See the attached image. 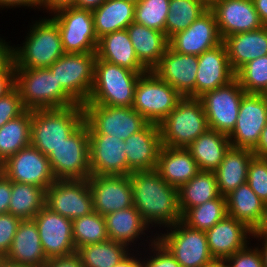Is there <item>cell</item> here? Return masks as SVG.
<instances>
[{
  "instance_id": "64",
  "label": "cell",
  "mask_w": 267,
  "mask_h": 267,
  "mask_svg": "<svg viewBox=\"0 0 267 267\" xmlns=\"http://www.w3.org/2000/svg\"><path fill=\"white\" fill-rule=\"evenodd\" d=\"M201 1H203L208 7H210L217 0H201Z\"/></svg>"
},
{
  "instance_id": "56",
  "label": "cell",
  "mask_w": 267,
  "mask_h": 267,
  "mask_svg": "<svg viewBox=\"0 0 267 267\" xmlns=\"http://www.w3.org/2000/svg\"><path fill=\"white\" fill-rule=\"evenodd\" d=\"M252 239H267V203H264L263 214L260 222L252 230Z\"/></svg>"
},
{
  "instance_id": "5",
  "label": "cell",
  "mask_w": 267,
  "mask_h": 267,
  "mask_svg": "<svg viewBox=\"0 0 267 267\" xmlns=\"http://www.w3.org/2000/svg\"><path fill=\"white\" fill-rule=\"evenodd\" d=\"M145 73L96 58L94 84L85 104L132 107L137 81Z\"/></svg>"
},
{
  "instance_id": "4",
  "label": "cell",
  "mask_w": 267,
  "mask_h": 267,
  "mask_svg": "<svg viewBox=\"0 0 267 267\" xmlns=\"http://www.w3.org/2000/svg\"><path fill=\"white\" fill-rule=\"evenodd\" d=\"M14 87L27 110L59 109L78 104L48 68H15Z\"/></svg>"
},
{
  "instance_id": "40",
  "label": "cell",
  "mask_w": 267,
  "mask_h": 267,
  "mask_svg": "<svg viewBox=\"0 0 267 267\" xmlns=\"http://www.w3.org/2000/svg\"><path fill=\"white\" fill-rule=\"evenodd\" d=\"M208 8L201 0H170L169 14L165 23V34L168 39L184 31Z\"/></svg>"
},
{
  "instance_id": "6",
  "label": "cell",
  "mask_w": 267,
  "mask_h": 267,
  "mask_svg": "<svg viewBox=\"0 0 267 267\" xmlns=\"http://www.w3.org/2000/svg\"><path fill=\"white\" fill-rule=\"evenodd\" d=\"M162 146L188 147L209 127L199 98L183 97L160 123Z\"/></svg>"
},
{
  "instance_id": "18",
  "label": "cell",
  "mask_w": 267,
  "mask_h": 267,
  "mask_svg": "<svg viewBox=\"0 0 267 267\" xmlns=\"http://www.w3.org/2000/svg\"><path fill=\"white\" fill-rule=\"evenodd\" d=\"M46 257L67 256L76 252L73 240V223L69 218L44 206L33 218Z\"/></svg>"
},
{
  "instance_id": "54",
  "label": "cell",
  "mask_w": 267,
  "mask_h": 267,
  "mask_svg": "<svg viewBox=\"0 0 267 267\" xmlns=\"http://www.w3.org/2000/svg\"><path fill=\"white\" fill-rule=\"evenodd\" d=\"M26 7L30 9H39L40 11V0H0V9L5 10V8H16V7ZM5 7V8H4Z\"/></svg>"
},
{
  "instance_id": "37",
  "label": "cell",
  "mask_w": 267,
  "mask_h": 267,
  "mask_svg": "<svg viewBox=\"0 0 267 267\" xmlns=\"http://www.w3.org/2000/svg\"><path fill=\"white\" fill-rule=\"evenodd\" d=\"M31 110H26L0 128V165L30 145Z\"/></svg>"
},
{
  "instance_id": "9",
  "label": "cell",
  "mask_w": 267,
  "mask_h": 267,
  "mask_svg": "<svg viewBox=\"0 0 267 267\" xmlns=\"http://www.w3.org/2000/svg\"><path fill=\"white\" fill-rule=\"evenodd\" d=\"M56 180H83L91 175L89 132L85 121L48 156Z\"/></svg>"
},
{
  "instance_id": "39",
  "label": "cell",
  "mask_w": 267,
  "mask_h": 267,
  "mask_svg": "<svg viewBox=\"0 0 267 267\" xmlns=\"http://www.w3.org/2000/svg\"><path fill=\"white\" fill-rule=\"evenodd\" d=\"M45 206V190L32 184L12 181L8 213L24 219H33Z\"/></svg>"
},
{
  "instance_id": "24",
  "label": "cell",
  "mask_w": 267,
  "mask_h": 267,
  "mask_svg": "<svg viewBox=\"0 0 267 267\" xmlns=\"http://www.w3.org/2000/svg\"><path fill=\"white\" fill-rule=\"evenodd\" d=\"M235 79L223 42L198 56L195 98Z\"/></svg>"
},
{
  "instance_id": "59",
  "label": "cell",
  "mask_w": 267,
  "mask_h": 267,
  "mask_svg": "<svg viewBox=\"0 0 267 267\" xmlns=\"http://www.w3.org/2000/svg\"><path fill=\"white\" fill-rule=\"evenodd\" d=\"M106 0H74L72 6L80 9L94 10Z\"/></svg>"
},
{
  "instance_id": "52",
  "label": "cell",
  "mask_w": 267,
  "mask_h": 267,
  "mask_svg": "<svg viewBox=\"0 0 267 267\" xmlns=\"http://www.w3.org/2000/svg\"><path fill=\"white\" fill-rule=\"evenodd\" d=\"M10 41L6 40L0 36V73L5 71L13 62V46H10Z\"/></svg>"
},
{
  "instance_id": "47",
  "label": "cell",
  "mask_w": 267,
  "mask_h": 267,
  "mask_svg": "<svg viewBox=\"0 0 267 267\" xmlns=\"http://www.w3.org/2000/svg\"><path fill=\"white\" fill-rule=\"evenodd\" d=\"M27 109L23 106L18 90L13 87L0 98V128L8 121L17 118Z\"/></svg>"
},
{
  "instance_id": "33",
  "label": "cell",
  "mask_w": 267,
  "mask_h": 267,
  "mask_svg": "<svg viewBox=\"0 0 267 267\" xmlns=\"http://www.w3.org/2000/svg\"><path fill=\"white\" fill-rule=\"evenodd\" d=\"M230 147L228 135L208 128L186 148L200 171L214 172Z\"/></svg>"
},
{
  "instance_id": "49",
  "label": "cell",
  "mask_w": 267,
  "mask_h": 267,
  "mask_svg": "<svg viewBox=\"0 0 267 267\" xmlns=\"http://www.w3.org/2000/svg\"><path fill=\"white\" fill-rule=\"evenodd\" d=\"M21 218L11 213L0 214V256L3 258L8 253Z\"/></svg>"
},
{
  "instance_id": "31",
  "label": "cell",
  "mask_w": 267,
  "mask_h": 267,
  "mask_svg": "<svg viewBox=\"0 0 267 267\" xmlns=\"http://www.w3.org/2000/svg\"><path fill=\"white\" fill-rule=\"evenodd\" d=\"M254 156L250 149H228L221 164L214 171L220 195L226 196L247 182L248 166Z\"/></svg>"
},
{
  "instance_id": "1",
  "label": "cell",
  "mask_w": 267,
  "mask_h": 267,
  "mask_svg": "<svg viewBox=\"0 0 267 267\" xmlns=\"http://www.w3.org/2000/svg\"><path fill=\"white\" fill-rule=\"evenodd\" d=\"M129 178L133 205L150 228L165 229L182 220L178 189L163 180L156 169L133 171Z\"/></svg>"
},
{
  "instance_id": "30",
  "label": "cell",
  "mask_w": 267,
  "mask_h": 267,
  "mask_svg": "<svg viewBox=\"0 0 267 267\" xmlns=\"http://www.w3.org/2000/svg\"><path fill=\"white\" fill-rule=\"evenodd\" d=\"M96 57L134 72H148L139 62L126 29L99 38Z\"/></svg>"
},
{
  "instance_id": "35",
  "label": "cell",
  "mask_w": 267,
  "mask_h": 267,
  "mask_svg": "<svg viewBox=\"0 0 267 267\" xmlns=\"http://www.w3.org/2000/svg\"><path fill=\"white\" fill-rule=\"evenodd\" d=\"M226 197L227 215L244 222L251 230L260 222L264 202L246 182Z\"/></svg>"
},
{
  "instance_id": "36",
  "label": "cell",
  "mask_w": 267,
  "mask_h": 267,
  "mask_svg": "<svg viewBox=\"0 0 267 267\" xmlns=\"http://www.w3.org/2000/svg\"><path fill=\"white\" fill-rule=\"evenodd\" d=\"M220 196L214 172L199 171L178 189L182 216L190 209Z\"/></svg>"
},
{
  "instance_id": "3",
  "label": "cell",
  "mask_w": 267,
  "mask_h": 267,
  "mask_svg": "<svg viewBox=\"0 0 267 267\" xmlns=\"http://www.w3.org/2000/svg\"><path fill=\"white\" fill-rule=\"evenodd\" d=\"M84 122L83 105L31 110L30 145L45 156L59 147Z\"/></svg>"
},
{
  "instance_id": "65",
  "label": "cell",
  "mask_w": 267,
  "mask_h": 267,
  "mask_svg": "<svg viewBox=\"0 0 267 267\" xmlns=\"http://www.w3.org/2000/svg\"><path fill=\"white\" fill-rule=\"evenodd\" d=\"M262 95H263V97H264L265 99H267V88L264 90V92L262 93Z\"/></svg>"
},
{
  "instance_id": "19",
  "label": "cell",
  "mask_w": 267,
  "mask_h": 267,
  "mask_svg": "<svg viewBox=\"0 0 267 267\" xmlns=\"http://www.w3.org/2000/svg\"><path fill=\"white\" fill-rule=\"evenodd\" d=\"M222 41L215 15L208 8L184 31L173 35L169 39V47L177 53L199 56Z\"/></svg>"
},
{
  "instance_id": "26",
  "label": "cell",
  "mask_w": 267,
  "mask_h": 267,
  "mask_svg": "<svg viewBox=\"0 0 267 267\" xmlns=\"http://www.w3.org/2000/svg\"><path fill=\"white\" fill-rule=\"evenodd\" d=\"M4 258L28 267L45 265L48 258L43 251L38 227L33 219L21 220L11 247Z\"/></svg>"
},
{
  "instance_id": "32",
  "label": "cell",
  "mask_w": 267,
  "mask_h": 267,
  "mask_svg": "<svg viewBox=\"0 0 267 267\" xmlns=\"http://www.w3.org/2000/svg\"><path fill=\"white\" fill-rule=\"evenodd\" d=\"M104 218L109 240L123 243L128 247L137 246L134 244L138 239L143 238V236L146 237V232L151 230L134 205L109 213Z\"/></svg>"
},
{
  "instance_id": "14",
  "label": "cell",
  "mask_w": 267,
  "mask_h": 267,
  "mask_svg": "<svg viewBox=\"0 0 267 267\" xmlns=\"http://www.w3.org/2000/svg\"><path fill=\"white\" fill-rule=\"evenodd\" d=\"M45 206L72 221L90 214L93 203L88 180H55L45 191Z\"/></svg>"
},
{
  "instance_id": "48",
  "label": "cell",
  "mask_w": 267,
  "mask_h": 267,
  "mask_svg": "<svg viewBox=\"0 0 267 267\" xmlns=\"http://www.w3.org/2000/svg\"><path fill=\"white\" fill-rule=\"evenodd\" d=\"M249 244L242 250L227 258L223 263L226 267H263V259L258 247Z\"/></svg>"
},
{
  "instance_id": "20",
  "label": "cell",
  "mask_w": 267,
  "mask_h": 267,
  "mask_svg": "<svg viewBox=\"0 0 267 267\" xmlns=\"http://www.w3.org/2000/svg\"><path fill=\"white\" fill-rule=\"evenodd\" d=\"M209 8L215 15L222 39L264 26L253 0H217Z\"/></svg>"
},
{
  "instance_id": "7",
  "label": "cell",
  "mask_w": 267,
  "mask_h": 267,
  "mask_svg": "<svg viewBox=\"0 0 267 267\" xmlns=\"http://www.w3.org/2000/svg\"><path fill=\"white\" fill-rule=\"evenodd\" d=\"M155 233L156 239L181 267H205L215 261L210 253L205 231L193 229L182 220L167 227L164 233Z\"/></svg>"
},
{
  "instance_id": "34",
  "label": "cell",
  "mask_w": 267,
  "mask_h": 267,
  "mask_svg": "<svg viewBox=\"0 0 267 267\" xmlns=\"http://www.w3.org/2000/svg\"><path fill=\"white\" fill-rule=\"evenodd\" d=\"M136 3L129 0H106L92 10L97 38L126 29L134 22Z\"/></svg>"
},
{
  "instance_id": "55",
  "label": "cell",
  "mask_w": 267,
  "mask_h": 267,
  "mask_svg": "<svg viewBox=\"0 0 267 267\" xmlns=\"http://www.w3.org/2000/svg\"><path fill=\"white\" fill-rule=\"evenodd\" d=\"M137 244H138L137 250H133L135 251V253H137V255L134 252L132 253L130 252L126 257H124L119 263L115 264L113 267H142V259L140 255H143L141 253L144 251H141V252L138 251V249L140 248L139 247L140 243H137ZM137 256H140V257H137Z\"/></svg>"
},
{
  "instance_id": "8",
  "label": "cell",
  "mask_w": 267,
  "mask_h": 267,
  "mask_svg": "<svg viewBox=\"0 0 267 267\" xmlns=\"http://www.w3.org/2000/svg\"><path fill=\"white\" fill-rule=\"evenodd\" d=\"M182 98L169 83L148 71L137 81L132 108L149 123L160 124Z\"/></svg>"
},
{
  "instance_id": "46",
  "label": "cell",
  "mask_w": 267,
  "mask_h": 267,
  "mask_svg": "<svg viewBox=\"0 0 267 267\" xmlns=\"http://www.w3.org/2000/svg\"><path fill=\"white\" fill-rule=\"evenodd\" d=\"M148 237L151 238L148 239ZM145 241L149 243L148 246L151 253L147 252L149 255L145 256L144 254V257L141 256L142 267H181L173 255L156 239L155 235L147 236Z\"/></svg>"
},
{
  "instance_id": "38",
  "label": "cell",
  "mask_w": 267,
  "mask_h": 267,
  "mask_svg": "<svg viewBox=\"0 0 267 267\" xmlns=\"http://www.w3.org/2000/svg\"><path fill=\"white\" fill-rule=\"evenodd\" d=\"M134 250L127 245L107 240L102 243L80 247L79 254L83 267H113Z\"/></svg>"
},
{
  "instance_id": "28",
  "label": "cell",
  "mask_w": 267,
  "mask_h": 267,
  "mask_svg": "<svg viewBox=\"0 0 267 267\" xmlns=\"http://www.w3.org/2000/svg\"><path fill=\"white\" fill-rule=\"evenodd\" d=\"M231 68L236 73L248 62L267 55V26L223 38Z\"/></svg>"
},
{
  "instance_id": "60",
  "label": "cell",
  "mask_w": 267,
  "mask_h": 267,
  "mask_svg": "<svg viewBox=\"0 0 267 267\" xmlns=\"http://www.w3.org/2000/svg\"><path fill=\"white\" fill-rule=\"evenodd\" d=\"M260 20L267 26V0H253Z\"/></svg>"
},
{
  "instance_id": "42",
  "label": "cell",
  "mask_w": 267,
  "mask_h": 267,
  "mask_svg": "<svg viewBox=\"0 0 267 267\" xmlns=\"http://www.w3.org/2000/svg\"><path fill=\"white\" fill-rule=\"evenodd\" d=\"M72 223L76 251L85 245L102 243L109 240L105 218L95 211L74 219Z\"/></svg>"
},
{
  "instance_id": "43",
  "label": "cell",
  "mask_w": 267,
  "mask_h": 267,
  "mask_svg": "<svg viewBox=\"0 0 267 267\" xmlns=\"http://www.w3.org/2000/svg\"><path fill=\"white\" fill-rule=\"evenodd\" d=\"M170 0H139L136 2L134 22L165 33Z\"/></svg>"
},
{
  "instance_id": "22",
  "label": "cell",
  "mask_w": 267,
  "mask_h": 267,
  "mask_svg": "<svg viewBox=\"0 0 267 267\" xmlns=\"http://www.w3.org/2000/svg\"><path fill=\"white\" fill-rule=\"evenodd\" d=\"M197 67L198 56L177 53L168 47L152 71L183 97L195 98Z\"/></svg>"
},
{
  "instance_id": "16",
  "label": "cell",
  "mask_w": 267,
  "mask_h": 267,
  "mask_svg": "<svg viewBox=\"0 0 267 267\" xmlns=\"http://www.w3.org/2000/svg\"><path fill=\"white\" fill-rule=\"evenodd\" d=\"M267 124V99L262 94L246 93L239 108L236 125L228 135L231 147L253 150Z\"/></svg>"
},
{
  "instance_id": "2",
  "label": "cell",
  "mask_w": 267,
  "mask_h": 267,
  "mask_svg": "<svg viewBox=\"0 0 267 267\" xmlns=\"http://www.w3.org/2000/svg\"><path fill=\"white\" fill-rule=\"evenodd\" d=\"M29 27L23 46L13 47L14 68H48L65 53L58 25L48 15Z\"/></svg>"
},
{
  "instance_id": "57",
  "label": "cell",
  "mask_w": 267,
  "mask_h": 267,
  "mask_svg": "<svg viewBox=\"0 0 267 267\" xmlns=\"http://www.w3.org/2000/svg\"><path fill=\"white\" fill-rule=\"evenodd\" d=\"M73 3L74 0H40V10H46L50 14L58 8L72 6Z\"/></svg>"
},
{
  "instance_id": "10",
  "label": "cell",
  "mask_w": 267,
  "mask_h": 267,
  "mask_svg": "<svg viewBox=\"0 0 267 267\" xmlns=\"http://www.w3.org/2000/svg\"><path fill=\"white\" fill-rule=\"evenodd\" d=\"M83 109L89 134L111 135L124 141L149 123L132 107L84 104Z\"/></svg>"
},
{
  "instance_id": "63",
  "label": "cell",
  "mask_w": 267,
  "mask_h": 267,
  "mask_svg": "<svg viewBox=\"0 0 267 267\" xmlns=\"http://www.w3.org/2000/svg\"><path fill=\"white\" fill-rule=\"evenodd\" d=\"M205 267H226L223 262L214 261L212 264L205 266Z\"/></svg>"
},
{
  "instance_id": "29",
  "label": "cell",
  "mask_w": 267,
  "mask_h": 267,
  "mask_svg": "<svg viewBox=\"0 0 267 267\" xmlns=\"http://www.w3.org/2000/svg\"><path fill=\"white\" fill-rule=\"evenodd\" d=\"M126 30L139 62L148 71H152L159 64L169 47L168 37L164 32L148 28L136 22L129 24Z\"/></svg>"
},
{
  "instance_id": "23",
  "label": "cell",
  "mask_w": 267,
  "mask_h": 267,
  "mask_svg": "<svg viewBox=\"0 0 267 267\" xmlns=\"http://www.w3.org/2000/svg\"><path fill=\"white\" fill-rule=\"evenodd\" d=\"M122 138L89 134L91 175H127V158Z\"/></svg>"
},
{
  "instance_id": "45",
  "label": "cell",
  "mask_w": 267,
  "mask_h": 267,
  "mask_svg": "<svg viewBox=\"0 0 267 267\" xmlns=\"http://www.w3.org/2000/svg\"><path fill=\"white\" fill-rule=\"evenodd\" d=\"M247 183L267 203V158L254 156L248 166Z\"/></svg>"
},
{
  "instance_id": "17",
  "label": "cell",
  "mask_w": 267,
  "mask_h": 267,
  "mask_svg": "<svg viewBox=\"0 0 267 267\" xmlns=\"http://www.w3.org/2000/svg\"><path fill=\"white\" fill-rule=\"evenodd\" d=\"M93 211L105 216L133 206L129 175H90Z\"/></svg>"
},
{
  "instance_id": "21",
  "label": "cell",
  "mask_w": 267,
  "mask_h": 267,
  "mask_svg": "<svg viewBox=\"0 0 267 267\" xmlns=\"http://www.w3.org/2000/svg\"><path fill=\"white\" fill-rule=\"evenodd\" d=\"M205 234L214 260L224 262L251 243L252 230L244 222L226 215Z\"/></svg>"
},
{
  "instance_id": "25",
  "label": "cell",
  "mask_w": 267,
  "mask_h": 267,
  "mask_svg": "<svg viewBox=\"0 0 267 267\" xmlns=\"http://www.w3.org/2000/svg\"><path fill=\"white\" fill-rule=\"evenodd\" d=\"M127 175L133 171L156 169L162 147L158 124L148 123L142 130L124 140Z\"/></svg>"
},
{
  "instance_id": "44",
  "label": "cell",
  "mask_w": 267,
  "mask_h": 267,
  "mask_svg": "<svg viewBox=\"0 0 267 267\" xmlns=\"http://www.w3.org/2000/svg\"><path fill=\"white\" fill-rule=\"evenodd\" d=\"M235 78L246 93L262 94L267 88V55L242 66Z\"/></svg>"
},
{
  "instance_id": "41",
  "label": "cell",
  "mask_w": 267,
  "mask_h": 267,
  "mask_svg": "<svg viewBox=\"0 0 267 267\" xmlns=\"http://www.w3.org/2000/svg\"><path fill=\"white\" fill-rule=\"evenodd\" d=\"M226 215V197L220 195L215 199L190 208L182 216V221L193 229L207 231Z\"/></svg>"
},
{
  "instance_id": "11",
  "label": "cell",
  "mask_w": 267,
  "mask_h": 267,
  "mask_svg": "<svg viewBox=\"0 0 267 267\" xmlns=\"http://www.w3.org/2000/svg\"><path fill=\"white\" fill-rule=\"evenodd\" d=\"M50 14L58 25L65 53L96 52L98 38L94 30L92 10L65 6Z\"/></svg>"
},
{
  "instance_id": "13",
  "label": "cell",
  "mask_w": 267,
  "mask_h": 267,
  "mask_svg": "<svg viewBox=\"0 0 267 267\" xmlns=\"http://www.w3.org/2000/svg\"><path fill=\"white\" fill-rule=\"evenodd\" d=\"M245 94L246 92L235 78L227 85L200 96L208 127L229 135L236 125L240 102Z\"/></svg>"
},
{
  "instance_id": "66",
  "label": "cell",
  "mask_w": 267,
  "mask_h": 267,
  "mask_svg": "<svg viewBox=\"0 0 267 267\" xmlns=\"http://www.w3.org/2000/svg\"><path fill=\"white\" fill-rule=\"evenodd\" d=\"M129 1H132V2L136 3V2H138L139 0H129Z\"/></svg>"
},
{
  "instance_id": "53",
  "label": "cell",
  "mask_w": 267,
  "mask_h": 267,
  "mask_svg": "<svg viewBox=\"0 0 267 267\" xmlns=\"http://www.w3.org/2000/svg\"><path fill=\"white\" fill-rule=\"evenodd\" d=\"M14 62L0 73V98L14 87Z\"/></svg>"
},
{
  "instance_id": "62",
  "label": "cell",
  "mask_w": 267,
  "mask_h": 267,
  "mask_svg": "<svg viewBox=\"0 0 267 267\" xmlns=\"http://www.w3.org/2000/svg\"><path fill=\"white\" fill-rule=\"evenodd\" d=\"M0 267H28V266H24L22 264H17V263H13L9 260H7L6 258H3L0 262Z\"/></svg>"
},
{
  "instance_id": "61",
  "label": "cell",
  "mask_w": 267,
  "mask_h": 267,
  "mask_svg": "<svg viewBox=\"0 0 267 267\" xmlns=\"http://www.w3.org/2000/svg\"><path fill=\"white\" fill-rule=\"evenodd\" d=\"M262 239V240H261ZM256 240L260 241L262 244H259L257 247L261 252L262 259H263V267H267V239L263 238H256Z\"/></svg>"
},
{
  "instance_id": "58",
  "label": "cell",
  "mask_w": 267,
  "mask_h": 267,
  "mask_svg": "<svg viewBox=\"0 0 267 267\" xmlns=\"http://www.w3.org/2000/svg\"><path fill=\"white\" fill-rule=\"evenodd\" d=\"M252 151L256 157L267 158V124L263 128L260 139Z\"/></svg>"
},
{
  "instance_id": "51",
  "label": "cell",
  "mask_w": 267,
  "mask_h": 267,
  "mask_svg": "<svg viewBox=\"0 0 267 267\" xmlns=\"http://www.w3.org/2000/svg\"><path fill=\"white\" fill-rule=\"evenodd\" d=\"M11 193L12 181L0 171V214L8 213Z\"/></svg>"
},
{
  "instance_id": "15",
  "label": "cell",
  "mask_w": 267,
  "mask_h": 267,
  "mask_svg": "<svg viewBox=\"0 0 267 267\" xmlns=\"http://www.w3.org/2000/svg\"><path fill=\"white\" fill-rule=\"evenodd\" d=\"M0 171L13 182L32 184L45 191L56 180L48 157L31 145L2 163Z\"/></svg>"
},
{
  "instance_id": "12",
  "label": "cell",
  "mask_w": 267,
  "mask_h": 267,
  "mask_svg": "<svg viewBox=\"0 0 267 267\" xmlns=\"http://www.w3.org/2000/svg\"><path fill=\"white\" fill-rule=\"evenodd\" d=\"M96 52L64 53L48 69L57 82L80 105L89 98L94 84Z\"/></svg>"
},
{
  "instance_id": "50",
  "label": "cell",
  "mask_w": 267,
  "mask_h": 267,
  "mask_svg": "<svg viewBox=\"0 0 267 267\" xmlns=\"http://www.w3.org/2000/svg\"><path fill=\"white\" fill-rule=\"evenodd\" d=\"M43 267H83L81 258L77 252L67 256L49 258Z\"/></svg>"
},
{
  "instance_id": "27",
  "label": "cell",
  "mask_w": 267,
  "mask_h": 267,
  "mask_svg": "<svg viewBox=\"0 0 267 267\" xmlns=\"http://www.w3.org/2000/svg\"><path fill=\"white\" fill-rule=\"evenodd\" d=\"M156 170L163 180L177 189L200 171L187 148L167 146L160 149Z\"/></svg>"
}]
</instances>
